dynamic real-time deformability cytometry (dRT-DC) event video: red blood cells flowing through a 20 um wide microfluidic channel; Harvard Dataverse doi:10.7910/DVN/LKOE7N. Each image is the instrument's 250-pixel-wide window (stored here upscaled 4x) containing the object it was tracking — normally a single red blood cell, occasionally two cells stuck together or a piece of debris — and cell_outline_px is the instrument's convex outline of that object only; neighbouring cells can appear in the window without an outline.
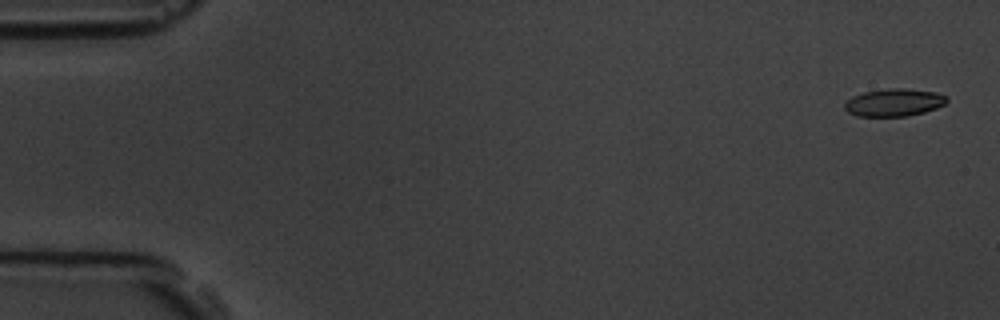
{"species": "common noctule bat (a hibernating species)", "species_latin": "Nyctalus noctula", "temperature_condition": "room temperature", "stored_images_in_passage": 5, "camera_frame_rate_fps": 3000, "um_per_image_px": 0.085, "animal": {"sex": "male", "body_mass_g": 19.5, "forearm_length_mm": 54.6}, "frame": {"image": 1, "passage_image": 1, "time_ms": 0.0, "image_size_px": [1000, 320], "cell_outline_px": [[948, 100], [944, 104], [936, 108], [924, 112], [908, 116], [856, 116], [848, 112], [844, 108], [844, 104], [852, 96], [864, 92], [888, 88], [904, 88], [936, 92], [948, 96]], "centroid_in_image_um": [76.0, 8.71], "position_along_channel_um": 9.0, "area_um2": 16.47}}
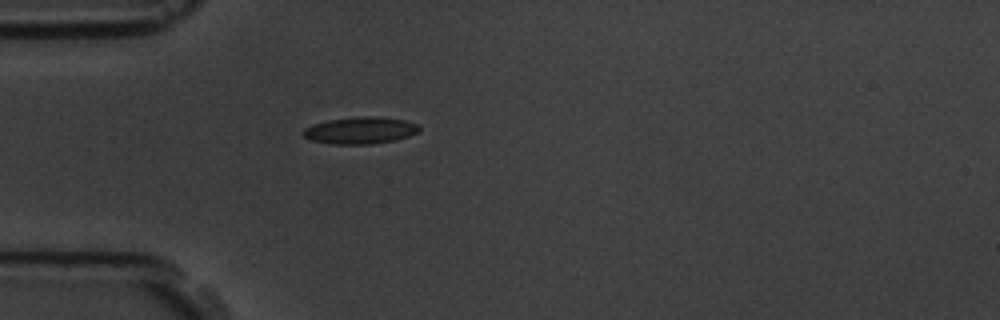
{"frame": {"image": 2, "passage_image": 5, "time_ms": 4.667, "image_size_px": [1000, 320], "cell_outline_px": [[420, 132], [408, 136], [392, 140], [372, 144], [332, 144], [312, 140], [304, 136], [300, 132], [304, 128], [312, 124], [328, 120], [360, 116], [376, 116], [404, 120], [416, 124], [420, 128]], "centroid_in_image_um": [30.59, 11.08], "position_along_channel_um": 54.4, "area_um2": 18.15}}